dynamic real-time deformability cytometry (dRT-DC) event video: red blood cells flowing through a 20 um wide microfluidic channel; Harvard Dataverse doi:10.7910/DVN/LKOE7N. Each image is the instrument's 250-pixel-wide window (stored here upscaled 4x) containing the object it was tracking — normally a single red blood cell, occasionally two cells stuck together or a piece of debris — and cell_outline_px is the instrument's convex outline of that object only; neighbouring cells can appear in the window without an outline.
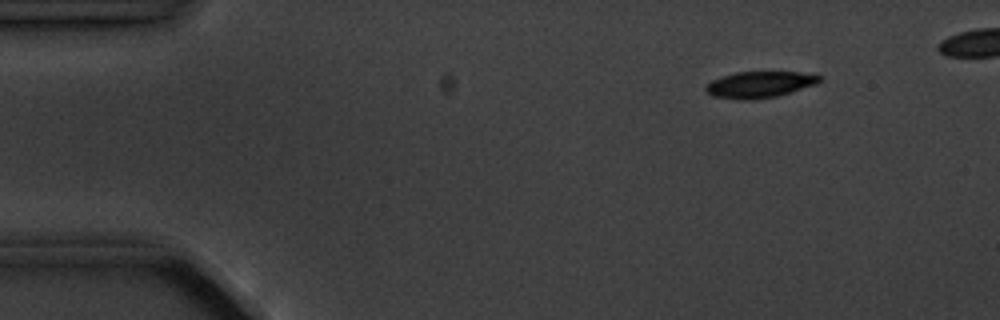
{"species": "common noctule bat (a hibernating species)", "species_latin": "Nyctalus noctula", "temperature_condition": "cold", "stored_images_in_passage": 5, "camera_frame_rate_fps": 3000, "um_per_image_px": 0.085, "animal": {"sex": "male", "body_mass_g": 20.1, "forearm_length_mm": 53.5}, "frame": {"image": 1, "passage_image": 2, "time_ms": 1.333, "image_size_px": [1000, 320], "cell_outline_px": [[820, 80], [816, 84], [776, 96], [752, 100], [744, 100], [712, 96], [704, 88], [712, 80], [736, 72], [816, 72], [820, 76]], "centroid_in_image_um": [64.6, 7.17], "position_along_channel_um": 20.4, "area_um2": 17.34}}